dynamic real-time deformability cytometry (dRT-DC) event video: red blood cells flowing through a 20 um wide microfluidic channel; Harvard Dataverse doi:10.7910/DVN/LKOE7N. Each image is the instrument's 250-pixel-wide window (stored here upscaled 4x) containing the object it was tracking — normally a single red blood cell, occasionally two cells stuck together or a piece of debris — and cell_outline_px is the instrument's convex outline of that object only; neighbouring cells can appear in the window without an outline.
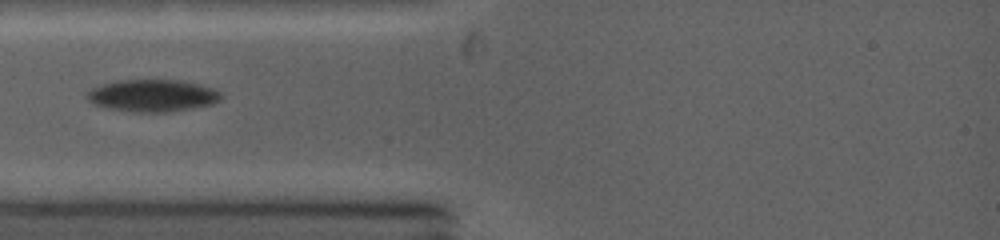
{"species": "common noctule bat (a hibernating species)", "species_latin": "Nyctalus noctula", "temperature_condition": "warm", "stored_images_in_passage": 2, "camera_frame_rate_fps": 5000, "um_per_image_px": 0.085, "animal": {"sex": "female", "body_mass_g": 19.0, "forearm_length_mm": 53.3}, "frame": {"image": 1, "passage_image": 2, "time_ms": 1.0, "image_size_px": [1000, 240], "cell_outline_px": [[220, 100], [212, 104], [172, 112], [132, 112], [112, 108], [96, 104], [88, 100], [88, 92], [92, 88], [108, 84], [128, 80], [176, 80], [196, 84], [208, 88], [216, 92], [220, 96]], "centroid_in_image_um": [12.97, 8.15], "position_along_channel_um": 72.0, "area_um2": 24.16}}